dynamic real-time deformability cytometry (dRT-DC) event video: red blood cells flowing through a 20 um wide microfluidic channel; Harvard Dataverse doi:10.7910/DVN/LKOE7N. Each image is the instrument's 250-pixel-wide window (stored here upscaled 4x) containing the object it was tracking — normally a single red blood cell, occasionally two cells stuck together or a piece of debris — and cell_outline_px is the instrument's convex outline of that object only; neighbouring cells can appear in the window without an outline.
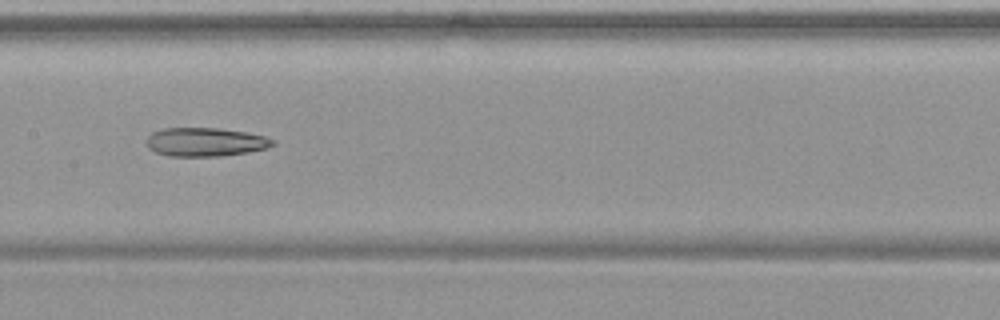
{"species": "common noctule bat (a hibernating species)", "species_latin": "Nyctalus noctula", "temperature_condition": "warm", "stored_images_in_passage": 38, "camera_frame_rate_fps": 3000, "um_per_image_px": 0.085, "animal": {"sex": "female", "body_mass_g": 19.9}, "frame": {"image": 1, "passage_image": 12, "time_ms": 3.667, "image_size_px": [1000, 320], "cell_outline_px": [[276, 144], [268, 148], [248, 152], [220, 156], [168, 156], [156, 152], [148, 148], [148, 136], [152, 132], [164, 128], [220, 128], [248, 132], [264, 136], [276, 140]], "centroid_in_image_um": [17.5, 12.07], "position_along_channel_um": 189.9, "area_um2": 21.21}}
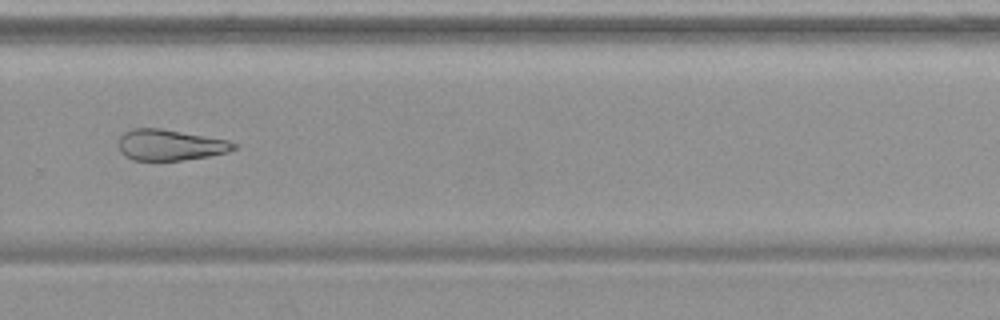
{"frame": {"image": 2, "passage_image": 22, "time_ms": 7.0, "image_size_px": [1000, 320], "cell_outline_px": [[240, 144], [236, 148], [228, 152], [208, 156], [180, 160], [132, 160], [124, 156], [120, 152], [120, 136], [124, 132], [132, 128], [160, 128], [228, 140]], "centroid_in_image_um": [14.47, 12.32], "position_along_channel_um": 315.3, "area_um2": 20.75}}